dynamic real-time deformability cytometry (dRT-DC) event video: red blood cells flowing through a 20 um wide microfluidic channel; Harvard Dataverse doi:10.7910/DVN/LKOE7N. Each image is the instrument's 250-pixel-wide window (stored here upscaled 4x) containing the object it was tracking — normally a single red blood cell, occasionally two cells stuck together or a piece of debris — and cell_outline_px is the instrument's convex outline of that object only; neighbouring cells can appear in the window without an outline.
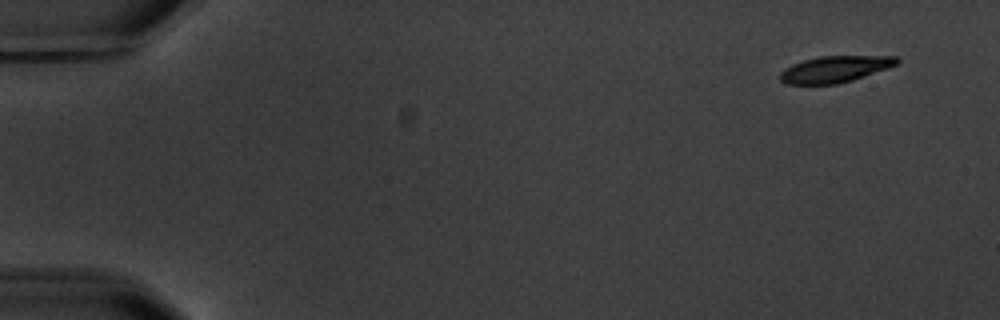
{"species": "common noctule bat (a hibernating species)", "species_latin": "Nyctalus noctula", "temperature_condition": "warm", "stored_images_in_passage": 5, "camera_frame_rate_fps": 3000, "um_per_image_px": 0.085, "animal": {"sex": "male", "body_mass_g": 20.1, "forearm_length_mm": 53.5}, "frame": {"image": 1, "passage_image": 1, "time_ms": 0.0, "image_size_px": [1000, 320], "cell_outline_px": [[900, 60], [896, 64], [888, 68], [852, 80], [836, 84], [788, 84], [780, 80], [780, 72], [784, 68], [792, 64], [804, 60], [820, 56], [896, 56]], "centroid_in_image_um": [70.95, 5.87], "position_along_channel_um": 14.0, "area_um2": 17.86}}
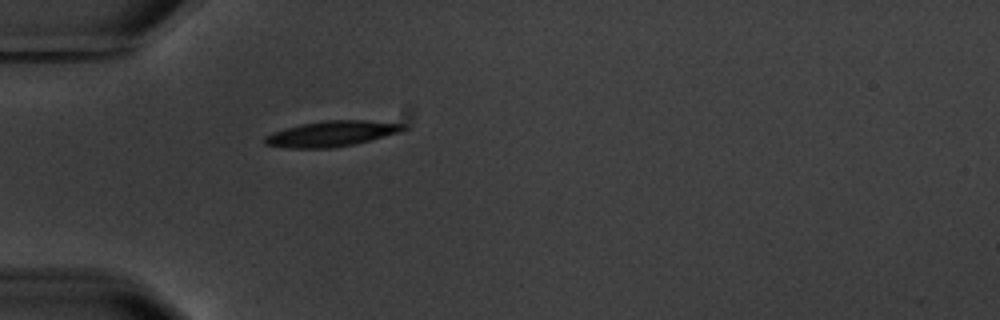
{"frame": {"image": 2, "passage_image": 5, "time_ms": 4.667, "image_size_px": [1000, 320], "cell_outline_px": [[408, 128], [400, 132], [352, 144], [332, 148], [288, 148], [264, 144], [264, 136], [272, 132], [284, 128], [300, 124], [324, 120], [364, 120], [404, 124]], "centroid_in_image_um": [28.13, 11.36], "position_along_channel_um": 56.9, "area_um2": 20.52}}